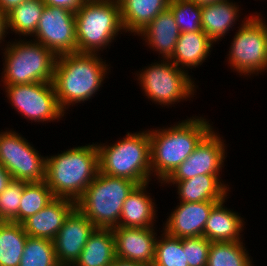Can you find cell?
Instances as JSON below:
<instances>
[{
    "label": "cell",
    "instance_id": "cell-1",
    "mask_svg": "<svg viewBox=\"0 0 267 266\" xmlns=\"http://www.w3.org/2000/svg\"><path fill=\"white\" fill-rule=\"evenodd\" d=\"M96 54L73 52L57 56L52 83L63 112L71 103L91 98L100 88L108 65Z\"/></svg>",
    "mask_w": 267,
    "mask_h": 266
},
{
    "label": "cell",
    "instance_id": "cell-2",
    "mask_svg": "<svg viewBox=\"0 0 267 266\" xmlns=\"http://www.w3.org/2000/svg\"><path fill=\"white\" fill-rule=\"evenodd\" d=\"M98 172L97 145L79 146L47 157L45 182L55 197L77 202Z\"/></svg>",
    "mask_w": 267,
    "mask_h": 266
},
{
    "label": "cell",
    "instance_id": "cell-3",
    "mask_svg": "<svg viewBox=\"0 0 267 266\" xmlns=\"http://www.w3.org/2000/svg\"><path fill=\"white\" fill-rule=\"evenodd\" d=\"M211 130L210 124L200 117L190 118L162 131H148L152 172L164 181Z\"/></svg>",
    "mask_w": 267,
    "mask_h": 266
},
{
    "label": "cell",
    "instance_id": "cell-4",
    "mask_svg": "<svg viewBox=\"0 0 267 266\" xmlns=\"http://www.w3.org/2000/svg\"><path fill=\"white\" fill-rule=\"evenodd\" d=\"M137 185L134 181L99 171L76 202V207L96 228L112 229L118 226L124 201Z\"/></svg>",
    "mask_w": 267,
    "mask_h": 266
},
{
    "label": "cell",
    "instance_id": "cell-5",
    "mask_svg": "<svg viewBox=\"0 0 267 266\" xmlns=\"http://www.w3.org/2000/svg\"><path fill=\"white\" fill-rule=\"evenodd\" d=\"M99 171L108 176L125 178L138 185L149 182L150 137L148 132L127 134L111 146H97Z\"/></svg>",
    "mask_w": 267,
    "mask_h": 266
},
{
    "label": "cell",
    "instance_id": "cell-6",
    "mask_svg": "<svg viewBox=\"0 0 267 266\" xmlns=\"http://www.w3.org/2000/svg\"><path fill=\"white\" fill-rule=\"evenodd\" d=\"M77 52L95 53L123 29L118 0H85L75 12Z\"/></svg>",
    "mask_w": 267,
    "mask_h": 266
},
{
    "label": "cell",
    "instance_id": "cell-7",
    "mask_svg": "<svg viewBox=\"0 0 267 266\" xmlns=\"http://www.w3.org/2000/svg\"><path fill=\"white\" fill-rule=\"evenodd\" d=\"M4 54L5 86L53 81L57 56L36 40L9 44Z\"/></svg>",
    "mask_w": 267,
    "mask_h": 266
},
{
    "label": "cell",
    "instance_id": "cell-8",
    "mask_svg": "<svg viewBox=\"0 0 267 266\" xmlns=\"http://www.w3.org/2000/svg\"><path fill=\"white\" fill-rule=\"evenodd\" d=\"M262 21L258 15L249 17L234 36L229 63L241 74L267 69V25Z\"/></svg>",
    "mask_w": 267,
    "mask_h": 266
},
{
    "label": "cell",
    "instance_id": "cell-9",
    "mask_svg": "<svg viewBox=\"0 0 267 266\" xmlns=\"http://www.w3.org/2000/svg\"><path fill=\"white\" fill-rule=\"evenodd\" d=\"M168 62V63H167ZM138 80H141L146 95L161 105L174 104L180 99L193 95L194 84L180 67H177L169 59L163 63H155L140 73Z\"/></svg>",
    "mask_w": 267,
    "mask_h": 266
},
{
    "label": "cell",
    "instance_id": "cell-10",
    "mask_svg": "<svg viewBox=\"0 0 267 266\" xmlns=\"http://www.w3.org/2000/svg\"><path fill=\"white\" fill-rule=\"evenodd\" d=\"M0 164L13 180L26 182L45 181L46 158L15 131L0 134Z\"/></svg>",
    "mask_w": 267,
    "mask_h": 266
},
{
    "label": "cell",
    "instance_id": "cell-11",
    "mask_svg": "<svg viewBox=\"0 0 267 266\" xmlns=\"http://www.w3.org/2000/svg\"><path fill=\"white\" fill-rule=\"evenodd\" d=\"M5 88L12 106L29 120L53 121L65 113L58 104L52 82L8 85Z\"/></svg>",
    "mask_w": 267,
    "mask_h": 266
},
{
    "label": "cell",
    "instance_id": "cell-12",
    "mask_svg": "<svg viewBox=\"0 0 267 266\" xmlns=\"http://www.w3.org/2000/svg\"><path fill=\"white\" fill-rule=\"evenodd\" d=\"M34 36L56 56L77 52L75 12L45 6Z\"/></svg>",
    "mask_w": 267,
    "mask_h": 266
},
{
    "label": "cell",
    "instance_id": "cell-13",
    "mask_svg": "<svg viewBox=\"0 0 267 266\" xmlns=\"http://www.w3.org/2000/svg\"><path fill=\"white\" fill-rule=\"evenodd\" d=\"M211 130L195 147L194 152L164 181H181L196 175H219L225 159V144Z\"/></svg>",
    "mask_w": 267,
    "mask_h": 266
},
{
    "label": "cell",
    "instance_id": "cell-14",
    "mask_svg": "<svg viewBox=\"0 0 267 266\" xmlns=\"http://www.w3.org/2000/svg\"><path fill=\"white\" fill-rule=\"evenodd\" d=\"M95 228L77 207L70 213L53 240L60 266H71L76 262Z\"/></svg>",
    "mask_w": 267,
    "mask_h": 266
},
{
    "label": "cell",
    "instance_id": "cell-15",
    "mask_svg": "<svg viewBox=\"0 0 267 266\" xmlns=\"http://www.w3.org/2000/svg\"><path fill=\"white\" fill-rule=\"evenodd\" d=\"M115 239V256L121 259L152 266L155 259L156 237L149 228L117 226L112 228Z\"/></svg>",
    "mask_w": 267,
    "mask_h": 266
},
{
    "label": "cell",
    "instance_id": "cell-16",
    "mask_svg": "<svg viewBox=\"0 0 267 266\" xmlns=\"http://www.w3.org/2000/svg\"><path fill=\"white\" fill-rule=\"evenodd\" d=\"M218 202H180L167 219L165 232L178 238L203 236L212 208Z\"/></svg>",
    "mask_w": 267,
    "mask_h": 266
},
{
    "label": "cell",
    "instance_id": "cell-17",
    "mask_svg": "<svg viewBox=\"0 0 267 266\" xmlns=\"http://www.w3.org/2000/svg\"><path fill=\"white\" fill-rule=\"evenodd\" d=\"M75 208L76 202L55 197L46 207L28 217L21 224L28 236L53 241Z\"/></svg>",
    "mask_w": 267,
    "mask_h": 266
},
{
    "label": "cell",
    "instance_id": "cell-18",
    "mask_svg": "<svg viewBox=\"0 0 267 266\" xmlns=\"http://www.w3.org/2000/svg\"><path fill=\"white\" fill-rule=\"evenodd\" d=\"M153 49L163 54L164 60L169 59L181 34L172 11L168 8L154 18L142 31L138 33ZM155 47V48H154Z\"/></svg>",
    "mask_w": 267,
    "mask_h": 266
},
{
    "label": "cell",
    "instance_id": "cell-19",
    "mask_svg": "<svg viewBox=\"0 0 267 266\" xmlns=\"http://www.w3.org/2000/svg\"><path fill=\"white\" fill-rule=\"evenodd\" d=\"M218 175H196L181 181H163L178 184L180 202H220L227 197V187L222 184Z\"/></svg>",
    "mask_w": 267,
    "mask_h": 266
},
{
    "label": "cell",
    "instance_id": "cell-20",
    "mask_svg": "<svg viewBox=\"0 0 267 266\" xmlns=\"http://www.w3.org/2000/svg\"><path fill=\"white\" fill-rule=\"evenodd\" d=\"M123 28L135 34L142 31L161 12L169 8L170 0H118Z\"/></svg>",
    "mask_w": 267,
    "mask_h": 266
},
{
    "label": "cell",
    "instance_id": "cell-21",
    "mask_svg": "<svg viewBox=\"0 0 267 266\" xmlns=\"http://www.w3.org/2000/svg\"><path fill=\"white\" fill-rule=\"evenodd\" d=\"M225 200L218 202L207 219L203 236L210 242H236L240 240L243 220L225 207Z\"/></svg>",
    "mask_w": 267,
    "mask_h": 266
},
{
    "label": "cell",
    "instance_id": "cell-22",
    "mask_svg": "<svg viewBox=\"0 0 267 266\" xmlns=\"http://www.w3.org/2000/svg\"><path fill=\"white\" fill-rule=\"evenodd\" d=\"M148 183L137 185L124 201L118 226L131 228L153 227L155 208L144 190ZM151 225V226H150Z\"/></svg>",
    "mask_w": 267,
    "mask_h": 266
},
{
    "label": "cell",
    "instance_id": "cell-23",
    "mask_svg": "<svg viewBox=\"0 0 267 266\" xmlns=\"http://www.w3.org/2000/svg\"><path fill=\"white\" fill-rule=\"evenodd\" d=\"M115 258V239L112 229L95 228L72 266H108Z\"/></svg>",
    "mask_w": 267,
    "mask_h": 266
},
{
    "label": "cell",
    "instance_id": "cell-24",
    "mask_svg": "<svg viewBox=\"0 0 267 266\" xmlns=\"http://www.w3.org/2000/svg\"><path fill=\"white\" fill-rule=\"evenodd\" d=\"M212 43L204 31L182 32L169 60L177 67H196L207 58Z\"/></svg>",
    "mask_w": 267,
    "mask_h": 266
},
{
    "label": "cell",
    "instance_id": "cell-25",
    "mask_svg": "<svg viewBox=\"0 0 267 266\" xmlns=\"http://www.w3.org/2000/svg\"><path fill=\"white\" fill-rule=\"evenodd\" d=\"M201 9L202 30L213 42L222 38L232 27L239 11L235 4L227 0L202 6Z\"/></svg>",
    "mask_w": 267,
    "mask_h": 266
},
{
    "label": "cell",
    "instance_id": "cell-26",
    "mask_svg": "<svg viewBox=\"0 0 267 266\" xmlns=\"http://www.w3.org/2000/svg\"><path fill=\"white\" fill-rule=\"evenodd\" d=\"M28 235L22 224L4 221L0 226V266H19Z\"/></svg>",
    "mask_w": 267,
    "mask_h": 266
},
{
    "label": "cell",
    "instance_id": "cell-27",
    "mask_svg": "<svg viewBox=\"0 0 267 266\" xmlns=\"http://www.w3.org/2000/svg\"><path fill=\"white\" fill-rule=\"evenodd\" d=\"M45 6L43 0L24 1L6 14L7 28L24 36L34 35Z\"/></svg>",
    "mask_w": 267,
    "mask_h": 266
},
{
    "label": "cell",
    "instance_id": "cell-28",
    "mask_svg": "<svg viewBox=\"0 0 267 266\" xmlns=\"http://www.w3.org/2000/svg\"><path fill=\"white\" fill-rule=\"evenodd\" d=\"M55 196L45 181L27 182L18 208V223L46 207Z\"/></svg>",
    "mask_w": 267,
    "mask_h": 266
},
{
    "label": "cell",
    "instance_id": "cell-29",
    "mask_svg": "<svg viewBox=\"0 0 267 266\" xmlns=\"http://www.w3.org/2000/svg\"><path fill=\"white\" fill-rule=\"evenodd\" d=\"M243 243L211 242L207 266H252Z\"/></svg>",
    "mask_w": 267,
    "mask_h": 266
},
{
    "label": "cell",
    "instance_id": "cell-30",
    "mask_svg": "<svg viewBox=\"0 0 267 266\" xmlns=\"http://www.w3.org/2000/svg\"><path fill=\"white\" fill-rule=\"evenodd\" d=\"M19 266H60L53 241L28 236Z\"/></svg>",
    "mask_w": 267,
    "mask_h": 266
},
{
    "label": "cell",
    "instance_id": "cell-31",
    "mask_svg": "<svg viewBox=\"0 0 267 266\" xmlns=\"http://www.w3.org/2000/svg\"><path fill=\"white\" fill-rule=\"evenodd\" d=\"M163 239L156 241L155 259L152 266H189L182 247V238L164 232Z\"/></svg>",
    "mask_w": 267,
    "mask_h": 266
},
{
    "label": "cell",
    "instance_id": "cell-32",
    "mask_svg": "<svg viewBox=\"0 0 267 266\" xmlns=\"http://www.w3.org/2000/svg\"><path fill=\"white\" fill-rule=\"evenodd\" d=\"M169 9L172 11L181 33L203 31L201 26L202 9L194 1L170 0Z\"/></svg>",
    "mask_w": 267,
    "mask_h": 266
},
{
    "label": "cell",
    "instance_id": "cell-33",
    "mask_svg": "<svg viewBox=\"0 0 267 266\" xmlns=\"http://www.w3.org/2000/svg\"><path fill=\"white\" fill-rule=\"evenodd\" d=\"M26 181L12 180L0 194V218L6 222L18 223V208Z\"/></svg>",
    "mask_w": 267,
    "mask_h": 266
},
{
    "label": "cell",
    "instance_id": "cell-34",
    "mask_svg": "<svg viewBox=\"0 0 267 266\" xmlns=\"http://www.w3.org/2000/svg\"><path fill=\"white\" fill-rule=\"evenodd\" d=\"M211 242L204 236L182 238V247L189 266H207Z\"/></svg>",
    "mask_w": 267,
    "mask_h": 266
},
{
    "label": "cell",
    "instance_id": "cell-35",
    "mask_svg": "<svg viewBox=\"0 0 267 266\" xmlns=\"http://www.w3.org/2000/svg\"><path fill=\"white\" fill-rule=\"evenodd\" d=\"M46 6L63 7L76 12L85 0H43Z\"/></svg>",
    "mask_w": 267,
    "mask_h": 266
},
{
    "label": "cell",
    "instance_id": "cell-36",
    "mask_svg": "<svg viewBox=\"0 0 267 266\" xmlns=\"http://www.w3.org/2000/svg\"><path fill=\"white\" fill-rule=\"evenodd\" d=\"M12 175L0 164V194L12 182Z\"/></svg>",
    "mask_w": 267,
    "mask_h": 266
},
{
    "label": "cell",
    "instance_id": "cell-37",
    "mask_svg": "<svg viewBox=\"0 0 267 266\" xmlns=\"http://www.w3.org/2000/svg\"><path fill=\"white\" fill-rule=\"evenodd\" d=\"M26 0H0V9L7 14Z\"/></svg>",
    "mask_w": 267,
    "mask_h": 266
},
{
    "label": "cell",
    "instance_id": "cell-38",
    "mask_svg": "<svg viewBox=\"0 0 267 266\" xmlns=\"http://www.w3.org/2000/svg\"><path fill=\"white\" fill-rule=\"evenodd\" d=\"M108 266H146L139 262H133L116 257Z\"/></svg>",
    "mask_w": 267,
    "mask_h": 266
},
{
    "label": "cell",
    "instance_id": "cell-39",
    "mask_svg": "<svg viewBox=\"0 0 267 266\" xmlns=\"http://www.w3.org/2000/svg\"><path fill=\"white\" fill-rule=\"evenodd\" d=\"M7 30L6 14L0 9V43Z\"/></svg>",
    "mask_w": 267,
    "mask_h": 266
},
{
    "label": "cell",
    "instance_id": "cell-40",
    "mask_svg": "<svg viewBox=\"0 0 267 266\" xmlns=\"http://www.w3.org/2000/svg\"><path fill=\"white\" fill-rule=\"evenodd\" d=\"M194 1L198 6H205V5H210L213 3L225 1V0H191Z\"/></svg>",
    "mask_w": 267,
    "mask_h": 266
},
{
    "label": "cell",
    "instance_id": "cell-41",
    "mask_svg": "<svg viewBox=\"0 0 267 266\" xmlns=\"http://www.w3.org/2000/svg\"><path fill=\"white\" fill-rule=\"evenodd\" d=\"M3 222H4V221L0 218V226L2 225Z\"/></svg>",
    "mask_w": 267,
    "mask_h": 266
}]
</instances>
